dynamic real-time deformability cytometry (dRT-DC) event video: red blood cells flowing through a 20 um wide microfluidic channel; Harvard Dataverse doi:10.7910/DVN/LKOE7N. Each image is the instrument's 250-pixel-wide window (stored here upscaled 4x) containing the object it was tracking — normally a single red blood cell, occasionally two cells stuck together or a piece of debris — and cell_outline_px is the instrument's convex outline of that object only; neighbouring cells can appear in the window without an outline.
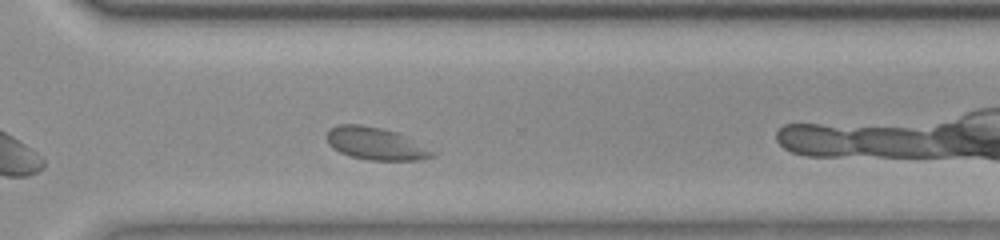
{"species": "common noctule bat (a hibernating species)", "species_latin": "Nyctalus noctula", "temperature_condition": "room temperature", "stored_images_in_passage": 33, "camera_frame_rate_fps": 3000, "um_per_image_px": 0.085, "animal": {"sex": "female", "body_mass_g": 23.0, "forearm_length_mm": 53.4}, "frame": {"image": 1, "passage_image": 24, "time_ms": 7.667, "image_size_px": [1000, 240], "cell_outline_px": [[440, 152], [436, 156], [420, 160], [368, 160], [352, 156], [340, 152], [332, 148], [328, 144], [328, 132], [332, 128], [340, 124], [360, 124], [380, 128], [396, 132]], "centroid_in_image_um": [32.01, 12.22], "position_along_channel_um": 338.6, "area_um2": 20.0}}